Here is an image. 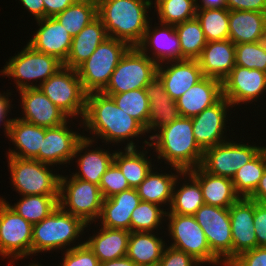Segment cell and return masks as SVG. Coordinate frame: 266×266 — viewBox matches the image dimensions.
<instances>
[{
    "label": "cell",
    "mask_w": 266,
    "mask_h": 266,
    "mask_svg": "<svg viewBox=\"0 0 266 266\" xmlns=\"http://www.w3.org/2000/svg\"><path fill=\"white\" fill-rule=\"evenodd\" d=\"M83 125H82V124ZM80 127L85 128L90 137L84 138L102 143H126L125 148H136L133 138L144 136L146 129L132 116L119 108L113 98L103 92H91L86 96V111ZM96 136V137H95ZM138 137V138H137ZM132 139V140H130Z\"/></svg>",
    "instance_id": "obj_1"
},
{
    "label": "cell",
    "mask_w": 266,
    "mask_h": 266,
    "mask_svg": "<svg viewBox=\"0 0 266 266\" xmlns=\"http://www.w3.org/2000/svg\"><path fill=\"white\" fill-rule=\"evenodd\" d=\"M156 132L148 137L149 147L154 148L157 159H163L171 170L176 167L188 171L201 165L204 150L195 140L191 118L180 116Z\"/></svg>",
    "instance_id": "obj_2"
},
{
    "label": "cell",
    "mask_w": 266,
    "mask_h": 266,
    "mask_svg": "<svg viewBox=\"0 0 266 266\" xmlns=\"http://www.w3.org/2000/svg\"><path fill=\"white\" fill-rule=\"evenodd\" d=\"M97 16L109 37L137 47L149 22L152 0H96ZM150 8V9H149ZM148 9V10H147Z\"/></svg>",
    "instance_id": "obj_3"
},
{
    "label": "cell",
    "mask_w": 266,
    "mask_h": 266,
    "mask_svg": "<svg viewBox=\"0 0 266 266\" xmlns=\"http://www.w3.org/2000/svg\"><path fill=\"white\" fill-rule=\"evenodd\" d=\"M86 227L88 224L82 219L65 212L58 205L46 218L33 225L32 255L73 248L70 244L78 242Z\"/></svg>",
    "instance_id": "obj_4"
},
{
    "label": "cell",
    "mask_w": 266,
    "mask_h": 266,
    "mask_svg": "<svg viewBox=\"0 0 266 266\" xmlns=\"http://www.w3.org/2000/svg\"><path fill=\"white\" fill-rule=\"evenodd\" d=\"M62 67L63 63L54 56L36 51L26 44L21 52L6 61V65L0 73L4 77L14 79L16 89L20 91L27 88H38ZM34 81H36L35 85ZM37 82L39 84H36Z\"/></svg>",
    "instance_id": "obj_5"
},
{
    "label": "cell",
    "mask_w": 266,
    "mask_h": 266,
    "mask_svg": "<svg viewBox=\"0 0 266 266\" xmlns=\"http://www.w3.org/2000/svg\"><path fill=\"white\" fill-rule=\"evenodd\" d=\"M129 48L126 42L108 37L76 69L87 94L102 92L106 88L113 71Z\"/></svg>",
    "instance_id": "obj_6"
},
{
    "label": "cell",
    "mask_w": 266,
    "mask_h": 266,
    "mask_svg": "<svg viewBox=\"0 0 266 266\" xmlns=\"http://www.w3.org/2000/svg\"><path fill=\"white\" fill-rule=\"evenodd\" d=\"M7 158L11 185L18 194L22 196L59 195L61 175L53 173L54 166L35 159L13 156H7Z\"/></svg>",
    "instance_id": "obj_7"
},
{
    "label": "cell",
    "mask_w": 266,
    "mask_h": 266,
    "mask_svg": "<svg viewBox=\"0 0 266 266\" xmlns=\"http://www.w3.org/2000/svg\"><path fill=\"white\" fill-rule=\"evenodd\" d=\"M69 176H60L58 204L90 226L101 215L104 200L101 190L96 184Z\"/></svg>",
    "instance_id": "obj_8"
},
{
    "label": "cell",
    "mask_w": 266,
    "mask_h": 266,
    "mask_svg": "<svg viewBox=\"0 0 266 266\" xmlns=\"http://www.w3.org/2000/svg\"><path fill=\"white\" fill-rule=\"evenodd\" d=\"M169 245L191 255L201 265L225 266L210 250L201 226L194 216L166 213Z\"/></svg>",
    "instance_id": "obj_9"
},
{
    "label": "cell",
    "mask_w": 266,
    "mask_h": 266,
    "mask_svg": "<svg viewBox=\"0 0 266 266\" xmlns=\"http://www.w3.org/2000/svg\"><path fill=\"white\" fill-rule=\"evenodd\" d=\"M38 88L70 119L80 117L83 120L87 93L76 69L63 66Z\"/></svg>",
    "instance_id": "obj_10"
},
{
    "label": "cell",
    "mask_w": 266,
    "mask_h": 266,
    "mask_svg": "<svg viewBox=\"0 0 266 266\" xmlns=\"http://www.w3.org/2000/svg\"><path fill=\"white\" fill-rule=\"evenodd\" d=\"M157 67L158 65L138 47H130L120 59L102 92L120 94L145 88L156 76Z\"/></svg>",
    "instance_id": "obj_11"
},
{
    "label": "cell",
    "mask_w": 266,
    "mask_h": 266,
    "mask_svg": "<svg viewBox=\"0 0 266 266\" xmlns=\"http://www.w3.org/2000/svg\"><path fill=\"white\" fill-rule=\"evenodd\" d=\"M32 231L33 225L0 199V256L12 257L10 266L32 255Z\"/></svg>",
    "instance_id": "obj_12"
},
{
    "label": "cell",
    "mask_w": 266,
    "mask_h": 266,
    "mask_svg": "<svg viewBox=\"0 0 266 266\" xmlns=\"http://www.w3.org/2000/svg\"><path fill=\"white\" fill-rule=\"evenodd\" d=\"M230 140L203 152L201 167L208 173L232 179L237 170L252 160L264 146Z\"/></svg>",
    "instance_id": "obj_13"
},
{
    "label": "cell",
    "mask_w": 266,
    "mask_h": 266,
    "mask_svg": "<svg viewBox=\"0 0 266 266\" xmlns=\"http://www.w3.org/2000/svg\"><path fill=\"white\" fill-rule=\"evenodd\" d=\"M201 226L211 252L226 266L232 260V234L229 208L203 204L193 215Z\"/></svg>",
    "instance_id": "obj_14"
},
{
    "label": "cell",
    "mask_w": 266,
    "mask_h": 266,
    "mask_svg": "<svg viewBox=\"0 0 266 266\" xmlns=\"http://www.w3.org/2000/svg\"><path fill=\"white\" fill-rule=\"evenodd\" d=\"M222 89L223 96L233 107L255 103L260 95H266V73L235 65L222 81Z\"/></svg>",
    "instance_id": "obj_15"
},
{
    "label": "cell",
    "mask_w": 266,
    "mask_h": 266,
    "mask_svg": "<svg viewBox=\"0 0 266 266\" xmlns=\"http://www.w3.org/2000/svg\"><path fill=\"white\" fill-rule=\"evenodd\" d=\"M229 108L233 109V106L223 96L217 103L191 117L195 140L203 150L229 140L225 134L228 131L226 127H229L226 126L227 114L231 112Z\"/></svg>",
    "instance_id": "obj_16"
},
{
    "label": "cell",
    "mask_w": 266,
    "mask_h": 266,
    "mask_svg": "<svg viewBox=\"0 0 266 266\" xmlns=\"http://www.w3.org/2000/svg\"><path fill=\"white\" fill-rule=\"evenodd\" d=\"M72 122L70 118L63 124L56 127H45V136L38 153V161L49 165L68 164L73 161L77 144L84 138V135L69 129L67 123ZM68 125V126H67ZM69 127V128H68Z\"/></svg>",
    "instance_id": "obj_17"
},
{
    "label": "cell",
    "mask_w": 266,
    "mask_h": 266,
    "mask_svg": "<svg viewBox=\"0 0 266 266\" xmlns=\"http://www.w3.org/2000/svg\"><path fill=\"white\" fill-rule=\"evenodd\" d=\"M18 93L23 114L18 118L46 128L59 126L69 119L39 88H27Z\"/></svg>",
    "instance_id": "obj_18"
},
{
    "label": "cell",
    "mask_w": 266,
    "mask_h": 266,
    "mask_svg": "<svg viewBox=\"0 0 266 266\" xmlns=\"http://www.w3.org/2000/svg\"><path fill=\"white\" fill-rule=\"evenodd\" d=\"M150 23L151 21L137 47L157 65L167 61L184 60L181 57L180 41L174 25L159 23V26L152 28Z\"/></svg>",
    "instance_id": "obj_19"
},
{
    "label": "cell",
    "mask_w": 266,
    "mask_h": 266,
    "mask_svg": "<svg viewBox=\"0 0 266 266\" xmlns=\"http://www.w3.org/2000/svg\"><path fill=\"white\" fill-rule=\"evenodd\" d=\"M36 22L39 28L27 44L36 51L54 56L64 64L69 55L72 36L55 17H45Z\"/></svg>",
    "instance_id": "obj_20"
},
{
    "label": "cell",
    "mask_w": 266,
    "mask_h": 266,
    "mask_svg": "<svg viewBox=\"0 0 266 266\" xmlns=\"http://www.w3.org/2000/svg\"><path fill=\"white\" fill-rule=\"evenodd\" d=\"M232 259L240 253L257 247L253 225L254 200L240 197L230 208Z\"/></svg>",
    "instance_id": "obj_21"
},
{
    "label": "cell",
    "mask_w": 266,
    "mask_h": 266,
    "mask_svg": "<svg viewBox=\"0 0 266 266\" xmlns=\"http://www.w3.org/2000/svg\"><path fill=\"white\" fill-rule=\"evenodd\" d=\"M157 75L163 81L165 91L175 101L204 77L198 61L188 59L159 64Z\"/></svg>",
    "instance_id": "obj_22"
},
{
    "label": "cell",
    "mask_w": 266,
    "mask_h": 266,
    "mask_svg": "<svg viewBox=\"0 0 266 266\" xmlns=\"http://www.w3.org/2000/svg\"><path fill=\"white\" fill-rule=\"evenodd\" d=\"M94 141L83 138L76 146L73 156L78 160V171L71 175L75 178L96 184L99 186L102 175L106 172L108 167L113 163L115 151L112 153L106 149L93 146ZM93 147L92 150H89ZM85 150V152H84ZM88 150V151H87ZM83 153V155L81 154Z\"/></svg>",
    "instance_id": "obj_23"
},
{
    "label": "cell",
    "mask_w": 266,
    "mask_h": 266,
    "mask_svg": "<svg viewBox=\"0 0 266 266\" xmlns=\"http://www.w3.org/2000/svg\"><path fill=\"white\" fill-rule=\"evenodd\" d=\"M223 97L222 82L203 77L176 100L181 117L191 118L217 103Z\"/></svg>",
    "instance_id": "obj_24"
},
{
    "label": "cell",
    "mask_w": 266,
    "mask_h": 266,
    "mask_svg": "<svg viewBox=\"0 0 266 266\" xmlns=\"http://www.w3.org/2000/svg\"><path fill=\"white\" fill-rule=\"evenodd\" d=\"M144 89L150 104L147 133L152 130L155 133L180 117L176 101L165 91L163 81L157 74Z\"/></svg>",
    "instance_id": "obj_25"
},
{
    "label": "cell",
    "mask_w": 266,
    "mask_h": 266,
    "mask_svg": "<svg viewBox=\"0 0 266 266\" xmlns=\"http://www.w3.org/2000/svg\"><path fill=\"white\" fill-rule=\"evenodd\" d=\"M197 61L203 76L222 82L235 66V44L230 39L207 42Z\"/></svg>",
    "instance_id": "obj_26"
},
{
    "label": "cell",
    "mask_w": 266,
    "mask_h": 266,
    "mask_svg": "<svg viewBox=\"0 0 266 266\" xmlns=\"http://www.w3.org/2000/svg\"><path fill=\"white\" fill-rule=\"evenodd\" d=\"M140 202L141 198L135 188L105 198L99 217L100 226L130 231L132 212Z\"/></svg>",
    "instance_id": "obj_27"
},
{
    "label": "cell",
    "mask_w": 266,
    "mask_h": 266,
    "mask_svg": "<svg viewBox=\"0 0 266 266\" xmlns=\"http://www.w3.org/2000/svg\"><path fill=\"white\" fill-rule=\"evenodd\" d=\"M45 136V127L26 122L18 117L12 118L7 133L15 149H8L7 156L38 161V153Z\"/></svg>",
    "instance_id": "obj_28"
},
{
    "label": "cell",
    "mask_w": 266,
    "mask_h": 266,
    "mask_svg": "<svg viewBox=\"0 0 266 266\" xmlns=\"http://www.w3.org/2000/svg\"><path fill=\"white\" fill-rule=\"evenodd\" d=\"M188 172L199 182L205 204L230 208L240 198L232 179L210 174L201 166Z\"/></svg>",
    "instance_id": "obj_29"
},
{
    "label": "cell",
    "mask_w": 266,
    "mask_h": 266,
    "mask_svg": "<svg viewBox=\"0 0 266 266\" xmlns=\"http://www.w3.org/2000/svg\"><path fill=\"white\" fill-rule=\"evenodd\" d=\"M229 39L234 44L266 40V12L229 10Z\"/></svg>",
    "instance_id": "obj_30"
},
{
    "label": "cell",
    "mask_w": 266,
    "mask_h": 266,
    "mask_svg": "<svg viewBox=\"0 0 266 266\" xmlns=\"http://www.w3.org/2000/svg\"><path fill=\"white\" fill-rule=\"evenodd\" d=\"M108 37L105 26L97 17L72 37L69 55L63 66L77 69Z\"/></svg>",
    "instance_id": "obj_31"
},
{
    "label": "cell",
    "mask_w": 266,
    "mask_h": 266,
    "mask_svg": "<svg viewBox=\"0 0 266 266\" xmlns=\"http://www.w3.org/2000/svg\"><path fill=\"white\" fill-rule=\"evenodd\" d=\"M147 140L145 139L143 141V146H139L142 147V149L140 148V150H137L138 147H124V149H121V151H119L120 149L115 151L113 162L119 167V169L123 173L130 188L136 189L153 169L152 167H154V164L152 165L151 162L152 160L147 156V150L149 147L150 139Z\"/></svg>",
    "instance_id": "obj_32"
},
{
    "label": "cell",
    "mask_w": 266,
    "mask_h": 266,
    "mask_svg": "<svg viewBox=\"0 0 266 266\" xmlns=\"http://www.w3.org/2000/svg\"><path fill=\"white\" fill-rule=\"evenodd\" d=\"M130 231L102 227L85 241L101 262L119 259L127 255Z\"/></svg>",
    "instance_id": "obj_33"
},
{
    "label": "cell",
    "mask_w": 266,
    "mask_h": 266,
    "mask_svg": "<svg viewBox=\"0 0 266 266\" xmlns=\"http://www.w3.org/2000/svg\"><path fill=\"white\" fill-rule=\"evenodd\" d=\"M165 242L154 232H130L126 256L137 266L158 265Z\"/></svg>",
    "instance_id": "obj_34"
},
{
    "label": "cell",
    "mask_w": 266,
    "mask_h": 266,
    "mask_svg": "<svg viewBox=\"0 0 266 266\" xmlns=\"http://www.w3.org/2000/svg\"><path fill=\"white\" fill-rule=\"evenodd\" d=\"M181 179H184V182L182 181V186L180 184L178 187ZM203 204L205 202L199 182L188 171L180 173L174 183L172 202L170 208H166V213L193 216Z\"/></svg>",
    "instance_id": "obj_35"
},
{
    "label": "cell",
    "mask_w": 266,
    "mask_h": 266,
    "mask_svg": "<svg viewBox=\"0 0 266 266\" xmlns=\"http://www.w3.org/2000/svg\"><path fill=\"white\" fill-rule=\"evenodd\" d=\"M176 172H175V171ZM174 173H159L154 168L146 176V178L136 188L141 201L151 202L160 205L169 206L172 202L173 186L176 178L183 171L173 167ZM164 204V207L163 205Z\"/></svg>",
    "instance_id": "obj_36"
},
{
    "label": "cell",
    "mask_w": 266,
    "mask_h": 266,
    "mask_svg": "<svg viewBox=\"0 0 266 266\" xmlns=\"http://www.w3.org/2000/svg\"><path fill=\"white\" fill-rule=\"evenodd\" d=\"M21 197L22 199L14 205L9 204L4 198L0 199L32 225L41 222L59 205V195H28Z\"/></svg>",
    "instance_id": "obj_37"
},
{
    "label": "cell",
    "mask_w": 266,
    "mask_h": 266,
    "mask_svg": "<svg viewBox=\"0 0 266 266\" xmlns=\"http://www.w3.org/2000/svg\"><path fill=\"white\" fill-rule=\"evenodd\" d=\"M97 17L96 0H78L55 16L72 37Z\"/></svg>",
    "instance_id": "obj_38"
},
{
    "label": "cell",
    "mask_w": 266,
    "mask_h": 266,
    "mask_svg": "<svg viewBox=\"0 0 266 266\" xmlns=\"http://www.w3.org/2000/svg\"><path fill=\"white\" fill-rule=\"evenodd\" d=\"M266 169V146L248 163L237 170L232 178L235 192L248 198L257 188Z\"/></svg>",
    "instance_id": "obj_39"
},
{
    "label": "cell",
    "mask_w": 266,
    "mask_h": 266,
    "mask_svg": "<svg viewBox=\"0 0 266 266\" xmlns=\"http://www.w3.org/2000/svg\"><path fill=\"white\" fill-rule=\"evenodd\" d=\"M181 47V57L188 60H197L207 40L197 18L184 21L174 26Z\"/></svg>",
    "instance_id": "obj_40"
},
{
    "label": "cell",
    "mask_w": 266,
    "mask_h": 266,
    "mask_svg": "<svg viewBox=\"0 0 266 266\" xmlns=\"http://www.w3.org/2000/svg\"><path fill=\"white\" fill-rule=\"evenodd\" d=\"M153 7L161 24L175 26L196 18V0H158Z\"/></svg>",
    "instance_id": "obj_41"
},
{
    "label": "cell",
    "mask_w": 266,
    "mask_h": 266,
    "mask_svg": "<svg viewBox=\"0 0 266 266\" xmlns=\"http://www.w3.org/2000/svg\"><path fill=\"white\" fill-rule=\"evenodd\" d=\"M196 18L201 24L207 42L229 39V10L227 8L196 10Z\"/></svg>",
    "instance_id": "obj_42"
},
{
    "label": "cell",
    "mask_w": 266,
    "mask_h": 266,
    "mask_svg": "<svg viewBox=\"0 0 266 266\" xmlns=\"http://www.w3.org/2000/svg\"><path fill=\"white\" fill-rule=\"evenodd\" d=\"M166 209L160 205L141 201L131 215L130 232H155L162 230L161 224L166 220ZM157 232H156V231Z\"/></svg>",
    "instance_id": "obj_43"
},
{
    "label": "cell",
    "mask_w": 266,
    "mask_h": 266,
    "mask_svg": "<svg viewBox=\"0 0 266 266\" xmlns=\"http://www.w3.org/2000/svg\"><path fill=\"white\" fill-rule=\"evenodd\" d=\"M107 95L111 96L119 108L136 119L147 131L150 104L144 88Z\"/></svg>",
    "instance_id": "obj_44"
},
{
    "label": "cell",
    "mask_w": 266,
    "mask_h": 266,
    "mask_svg": "<svg viewBox=\"0 0 266 266\" xmlns=\"http://www.w3.org/2000/svg\"><path fill=\"white\" fill-rule=\"evenodd\" d=\"M235 65L266 73V40L235 44Z\"/></svg>",
    "instance_id": "obj_45"
},
{
    "label": "cell",
    "mask_w": 266,
    "mask_h": 266,
    "mask_svg": "<svg viewBox=\"0 0 266 266\" xmlns=\"http://www.w3.org/2000/svg\"><path fill=\"white\" fill-rule=\"evenodd\" d=\"M99 189L105 199L130 189V186L119 167L113 162L102 175Z\"/></svg>",
    "instance_id": "obj_46"
},
{
    "label": "cell",
    "mask_w": 266,
    "mask_h": 266,
    "mask_svg": "<svg viewBox=\"0 0 266 266\" xmlns=\"http://www.w3.org/2000/svg\"><path fill=\"white\" fill-rule=\"evenodd\" d=\"M76 243L69 250H64L63 262L59 266H99L100 261L84 241Z\"/></svg>",
    "instance_id": "obj_47"
},
{
    "label": "cell",
    "mask_w": 266,
    "mask_h": 266,
    "mask_svg": "<svg viewBox=\"0 0 266 266\" xmlns=\"http://www.w3.org/2000/svg\"><path fill=\"white\" fill-rule=\"evenodd\" d=\"M158 266H203L191 255L171 246L164 248Z\"/></svg>",
    "instance_id": "obj_48"
},
{
    "label": "cell",
    "mask_w": 266,
    "mask_h": 266,
    "mask_svg": "<svg viewBox=\"0 0 266 266\" xmlns=\"http://www.w3.org/2000/svg\"><path fill=\"white\" fill-rule=\"evenodd\" d=\"M226 266H266V247H256L244 251Z\"/></svg>",
    "instance_id": "obj_49"
},
{
    "label": "cell",
    "mask_w": 266,
    "mask_h": 266,
    "mask_svg": "<svg viewBox=\"0 0 266 266\" xmlns=\"http://www.w3.org/2000/svg\"><path fill=\"white\" fill-rule=\"evenodd\" d=\"M253 225L257 237V247H266V207L254 201Z\"/></svg>",
    "instance_id": "obj_50"
},
{
    "label": "cell",
    "mask_w": 266,
    "mask_h": 266,
    "mask_svg": "<svg viewBox=\"0 0 266 266\" xmlns=\"http://www.w3.org/2000/svg\"><path fill=\"white\" fill-rule=\"evenodd\" d=\"M227 9L266 12V0H227Z\"/></svg>",
    "instance_id": "obj_51"
},
{
    "label": "cell",
    "mask_w": 266,
    "mask_h": 266,
    "mask_svg": "<svg viewBox=\"0 0 266 266\" xmlns=\"http://www.w3.org/2000/svg\"><path fill=\"white\" fill-rule=\"evenodd\" d=\"M9 95L11 96L12 94H11V92H8V91H7V93H5V92H3V94L0 93V126L2 125V122H3V126L5 127L4 128L5 134L4 135H6V136H7V133L9 131V126H10V122L12 119V118H9L7 114L10 113L11 109L13 108L12 107L13 105H11L12 100L9 98L10 97Z\"/></svg>",
    "instance_id": "obj_52"
},
{
    "label": "cell",
    "mask_w": 266,
    "mask_h": 266,
    "mask_svg": "<svg viewBox=\"0 0 266 266\" xmlns=\"http://www.w3.org/2000/svg\"><path fill=\"white\" fill-rule=\"evenodd\" d=\"M78 0H43L45 17H55Z\"/></svg>",
    "instance_id": "obj_53"
},
{
    "label": "cell",
    "mask_w": 266,
    "mask_h": 266,
    "mask_svg": "<svg viewBox=\"0 0 266 266\" xmlns=\"http://www.w3.org/2000/svg\"><path fill=\"white\" fill-rule=\"evenodd\" d=\"M24 9L33 15L35 20L45 18V6L43 0H20Z\"/></svg>",
    "instance_id": "obj_54"
},
{
    "label": "cell",
    "mask_w": 266,
    "mask_h": 266,
    "mask_svg": "<svg viewBox=\"0 0 266 266\" xmlns=\"http://www.w3.org/2000/svg\"><path fill=\"white\" fill-rule=\"evenodd\" d=\"M258 203L266 202V169L255 191L248 197Z\"/></svg>",
    "instance_id": "obj_55"
},
{
    "label": "cell",
    "mask_w": 266,
    "mask_h": 266,
    "mask_svg": "<svg viewBox=\"0 0 266 266\" xmlns=\"http://www.w3.org/2000/svg\"><path fill=\"white\" fill-rule=\"evenodd\" d=\"M200 2L201 4H199ZM199 3L198 0H196V10L227 8V0H200Z\"/></svg>",
    "instance_id": "obj_56"
},
{
    "label": "cell",
    "mask_w": 266,
    "mask_h": 266,
    "mask_svg": "<svg viewBox=\"0 0 266 266\" xmlns=\"http://www.w3.org/2000/svg\"><path fill=\"white\" fill-rule=\"evenodd\" d=\"M99 266H137L127 256L110 261L101 262Z\"/></svg>",
    "instance_id": "obj_57"
},
{
    "label": "cell",
    "mask_w": 266,
    "mask_h": 266,
    "mask_svg": "<svg viewBox=\"0 0 266 266\" xmlns=\"http://www.w3.org/2000/svg\"><path fill=\"white\" fill-rule=\"evenodd\" d=\"M28 266H42V265H39V263H32V264L30 263Z\"/></svg>",
    "instance_id": "obj_58"
},
{
    "label": "cell",
    "mask_w": 266,
    "mask_h": 266,
    "mask_svg": "<svg viewBox=\"0 0 266 266\" xmlns=\"http://www.w3.org/2000/svg\"><path fill=\"white\" fill-rule=\"evenodd\" d=\"M157 1H158V0H154V2H152V6H153V4H155Z\"/></svg>",
    "instance_id": "obj_59"
}]
</instances>
